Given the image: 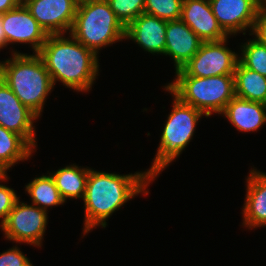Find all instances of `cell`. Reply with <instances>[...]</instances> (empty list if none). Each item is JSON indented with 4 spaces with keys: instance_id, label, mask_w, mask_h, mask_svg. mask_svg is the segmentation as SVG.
Returning <instances> with one entry per match:
<instances>
[{
    "instance_id": "1",
    "label": "cell",
    "mask_w": 266,
    "mask_h": 266,
    "mask_svg": "<svg viewBox=\"0 0 266 266\" xmlns=\"http://www.w3.org/2000/svg\"><path fill=\"white\" fill-rule=\"evenodd\" d=\"M153 179L147 172L120 175L89 169L86 182L84 235L97 226L106 227V220L129 199L140 193L147 194L146 187Z\"/></svg>"
},
{
    "instance_id": "2",
    "label": "cell",
    "mask_w": 266,
    "mask_h": 266,
    "mask_svg": "<svg viewBox=\"0 0 266 266\" xmlns=\"http://www.w3.org/2000/svg\"><path fill=\"white\" fill-rule=\"evenodd\" d=\"M48 34L37 53L51 75L53 85L57 81L74 91H89L98 76V55L78 42L71 34Z\"/></svg>"
},
{
    "instance_id": "3",
    "label": "cell",
    "mask_w": 266,
    "mask_h": 266,
    "mask_svg": "<svg viewBox=\"0 0 266 266\" xmlns=\"http://www.w3.org/2000/svg\"><path fill=\"white\" fill-rule=\"evenodd\" d=\"M12 58L0 61V78L10 87L18 99L38 117L53 89L51 75L41 57L15 51Z\"/></svg>"
},
{
    "instance_id": "4",
    "label": "cell",
    "mask_w": 266,
    "mask_h": 266,
    "mask_svg": "<svg viewBox=\"0 0 266 266\" xmlns=\"http://www.w3.org/2000/svg\"><path fill=\"white\" fill-rule=\"evenodd\" d=\"M125 28L107 0H79L70 34L98 55L102 47L125 39Z\"/></svg>"
},
{
    "instance_id": "5",
    "label": "cell",
    "mask_w": 266,
    "mask_h": 266,
    "mask_svg": "<svg viewBox=\"0 0 266 266\" xmlns=\"http://www.w3.org/2000/svg\"><path fill=\"white\" fill-rule=\"evenodd\" d=\"M165 89L180 101L200 110L206 117L221 114L228 102L235 97L234 74L210 77L175 75ZM213 112V113H212Z\"/></svg>"
},
{
    "instance_id": "6",
    "label": "cell",
    "mask_w": 266,
    "mask_h": 266,
    "mask_svg": "<svg viewBox=\"0 0 266 266\" xmlns=\"http://www.w3.org/2000/svg\"><path fill=\"white\" fill-rule=\"evenodd\" d=\"M173 107L164 125L156 157L147 174L154 180L174 161L193 139L198 120L205 115L191 105L185 104L173 95Z\"/></svg>"
},
{
    "instance_id": "7",
    "label": "cell",
    "mask_w": 266,
    "mask_h": 266,
    "mask_svg": "<svg viewBox=\"0 0 266 266\" xmlns=\"http://www.w3.org/2000/svg\"><path fill=\"white\" fill-rule=\"evenodd\" d=\"M227 39L203 42L198 52L176 71V75L210 77L234 74L239 55L225 46Z\"/></svg>"
},
{
    "instance_id": "8",
    "label": "cell",
    "mask_w": 266,
    "mask_h": 266,
    "mask_svg": "<svg viewBox=\"0 0 266 266\" xmlns=\"http://www.w3.org/2000/svg\"><path fill=\"white\" fill-rule=\"evenodd\" d=\"M47 214L46 210L22 203L18 199L1 229L7 240L41 247L47 227Z\"/></svg>"
},
{
    "instance_id": "9",
    "label": "cell",
    "mask_w": 266,
    "mask_h": 266,
    "mask_svg": "<svg viewBox=\"0 0 266 266\" xmlns=\"http://www.w3.org/2000/svg\"><path fill=\"white\" fill-rule=\"evenodd\" d=\"M37 118L0 78V126L20 135L35 149L37 142L33 123Z\"/></svg>"
},
{
    "instance_id": "10",
    "label": "cell",
    "mask_w": 266,
    "mask_h": 266,
    "mask_svg": "<svg viewBox=\"0 0 266 266\" xmlns=\"http://www.w3.org/2000/svg\"><path fill=\"white\" fill-rule=\"evenodd\" d=\"M22 3L47 34L69 33L79 0H22Z\"/></svg>"
},
{
    "instance_id": "11",
    "label": "cell",
    "mask_w": 266,
    "mask_h": 266,
    "mask_svg": "<svg viewBox=\"0 0 266 266\" xmlns=\"http://www.w3.org/2000/svg\"><path fill=\"white\" fill-rule=\"evenodd\" d=\"M212 12L221 28L234 35L250 28L253 30L261 0H210Z\"/></svg>"
},
{
    "instance_id": "12",
    "label": "cell",
    "mask_w": 266,
    "mask_h": 266,
    "mask_svg": "<svg viewBox=\"0 0 266 266\" xmlns=\"http://www.w3.org/2000/svg\"><path fill=\"white\" fill-rule=\"evenodd\" d=\"M2 22L8 45L31 44L33 54L40 51L48 36L23 3L3 13Z\"/></svg>"
},
{
    "instance_id": "13",
    "label": "cell",
    "mask_w": 266,
    "mask_h": 266,
    "mask_svg": "<svg viewBox=\"0 0 266 266\" xmlns=\"http://www.w3.org/2000/svg\"><path fill=\"white\" fill-rule=\"evenodd\" d=\"M180 19L203 42L220 41L229 37L219 25L207 0H183Z\"/></svg>"
},
{
    "instance_id": "14",
    "label": "cell",
    "mask_w": 266,
    "mask_h": 266,
    "mask_svg": "<svg viewBox=\"0 0 266 266\" xmlns=\"http://www.w3.org/2000/svg\"><path fill=\"white\" fill-rule=\"evenodd\" d=\"M164 54L174 60L175 69L180 70L198 52L203 41L181 19L167 21Z\"/></svg>"
},
{
    "instance_id": "15",
    "label": "cell",
    "mask_w": 266,
    "mask_h": 266,
    "mask_svg": "<svg viewBox=\"0 0 266 266\" xmlns=\"http://www.w3.org/2000/svg\"><path fill=\"white\" fill-rule=\"evenodd\" d=\"M167 21L142 13L125 28V39L133 40L151 54H164Z\"/></svg>"
},
{
    "instance_id": "16",
    "label": "cell",
    "mask_w": 266,
    "mask_h": 266,
    "mask_svg": "<svg viewBox=\"0 0 266 266\" xmlns=\"http://www.w3.org/2000/svg\"><path fill=\"white\" fill-rule=\"evenodd\" d=\"M243 225L248 229L266 226V173L253 168L247 178Z\"/></svg>"
},
{
    "instance_id": "17",
    "label": "cell",
    "mask_w": 266,
    "mask_h": 266,
    "mask_svg": "<svg viewBox=\"0 0 266 266\" xmlns=\"http://www.w3.org/2000/svg\"><path fill=\"white\" fill-rule=\"evenodd\" d=\"M241 132H254L266 123V104L232 98L221 113Z\"/></svg>"
},
{
    "instance_id": "18",
    "label": "cell",
    "mask_w": 266,
    "mask_h": 266,
    "mask_svg": "<svg viewBox=\"0 0 266 266\" xmlns=\"http://www.w3.org/2000/svg\"><path fill=\"white\" fill-rule=\"evenodd\" d=\"M234 79L236 97L266 104V77L249 70L238 61Z\"/></svg>"
},
{
    "instance_id": "19",
    "label": "cell",
    "mask_w": 266,
    "mask_h": 266,
    "mask_svg": "<svg viewBox=\"0 0 266 266\" xmlns=\"http://www.w3.org/2000/svg\"><path fill=\"white\" fill-rule=\"evenodd\" d=\"M89 169L73 164L50 173L65 202L68 198H84Z\"/></svg>"
},
{
    "instance_id": "20",
    "label": "cell",
    "mask_w": 266,
    "mask_h": 266,
    "mask_svg": "<svg viewBox=\"0 0 266 266\" xmlns=\"http://www.w3.org/2000/svg\"><path fill=\"white\" fill-rule=\"evenodd\" d=\"M33 150L20 135L0 126V169L4 173L18 161L28 160Z\"/></svg>"
},
{
    "instance_id": "21",
    "label": "cell",
    "mask_w": 266,
    "mask_h": 266,
    "mask_svg": "<svg viewBox=\"0 0 266 266\" xmlns=\"http://www.w3.org/2000/svg\"><path fill=\"white\" fill-rule=\"evenodd\" d=\"M25 186V190L31 197L32 204L40 209L48 211V207L62 205L65 202L51 174L35 177L33 181Z\"/></svg>"
},
{
    "instance_id": "22",
    "label": "cell",
    "mask_w": 266,
    "mask_h": 266,
    "mask_svg": "<svg viewBox=\"0 0 266 266\" xmlns=\"http://www.w3.org/2000/svg\"><path fill=\"white\" fill-rule=\"evenodd\" d=\"M238 61L249 70L266 77V45L256 38L248 40L241 46Z\"/></svg>"
},
{
    "instance_id": "23",
    "label": "cell",
    "mask_w": 266,
    "mask_h": 266,
    "mask_svg": "<svg viewBox=\"0 0 266 266\" xmlns=\"http://www.w3.org/2000/svg\"><path fill=\"white\" fill-rule=\"evenodd\" d=\"M183 0H145L144 13L166 21L181 18Z\"/></svg>"
},
{
    "instance_id": "24",
    "label": "cell",
    "mask_w": 266,
    "mask_h": 266,
    "mask_svg": "<svg viewBox=\"0 0 266 266\" xmlns=\"http://www.w3.org/2000/svg\"><path fill=\"white\" fill-rule=\"evenodd\" d=\"M116 17L126 27L144 13L145 0H107Z\"/></svg>"
},
{
    "instance_id": "25",
    "label": "cell",
    "mask_w": 266,
    "mask_h": 266,
    "mask_svg": "<svg viewBox=\"0 0 266 266\" xmlns=\"http://www.w3.org/2000/svg\"><path fill=\"white\" fill-rule=\"evenodd\" d=\"M7 177V174L3 173L0 175V181L7 180ZM18 199L19 197L16 195L14 189L0 184V226L6 221L9 212L12 210Z\"/></svg>"
},
{
    "instance_id": "26",
    "label": "cell",
    "mask_w": 266,
    "mask_h": 266,
    "mask_svg": "<svg viewBox=\"0 0 266 266\" xmlns=\"http://www.w3.org/2000/svg\"><path fill=\"white\" fill-rule=\"evenodd\" d=\"M0 266H33L29 258L18 247H12L0 254Z\"/></svg>"
},
{
    "instance_id": "27",
    "label": "cell",
    "mask_w": 266,
    "mask_h": 266,
    "mask_svg": "<svg viewBox=\"0 0 266 266\" xmlns=\"http://www.w3.org/2000/svg\"><path fill=\"white\" fill-rule=\"evenodd\" d=\"M252 33L259 42L266 45V4H262L257 12Z\"/></svg>"
},
{
    "instance_id": "28",
    "label": "cell",
    "mask_w": 266,
    "mask_h": 266,
    "mask_svg": "<svg viewBox=\"0 0 266 266\" xmlns=\"http://www.w3.org/2000/svg\"><path fill=\"white\" fill-rule=\"evenodd\" d=\"M22 3V0H0V14L8 12Z\"/></svg>"
},
{
    "instance_id": "29",
    "label": "cell",
    "mask_w": 266,
    "mask_h": 266,
    "mask_svg": "<svg viewBox=\"0 0 266 266\" xmlns=\"http://www.w3.org/2000/svg\"><path fill=\"white\" fill-rule=\"evenodd\" d=\"M8 42H7V38L3 29V22H2V14H0V49L3 47H7Z\"/></svg>"
},
{
    "instance_id": "30",
    "label": "cell",
    "mask_w": 266,
    "mask_h": 266,
    "mask_svg": "<svg viewBox=\"0 0 266 266\" xmlns=\"http://www.w3.org/2000/svg\"><path fill=\"white\" fill-rule=\"evenodd\" d=\"M262 4H266V0H261Z\"/></svg>"
}]
</instances>
